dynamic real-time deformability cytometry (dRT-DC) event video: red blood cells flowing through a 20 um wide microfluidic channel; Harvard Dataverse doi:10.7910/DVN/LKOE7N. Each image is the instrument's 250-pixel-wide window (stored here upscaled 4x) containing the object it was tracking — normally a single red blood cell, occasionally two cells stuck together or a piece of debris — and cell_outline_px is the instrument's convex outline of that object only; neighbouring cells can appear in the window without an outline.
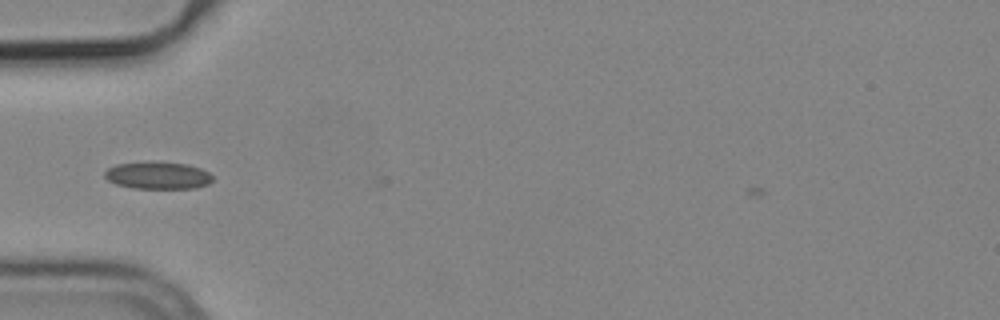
{"species": "common noctule bat (a hibernating species)", "species_latin": "Nyctalus noctula", "temperature_condition": "cold", "stored_images_in_passage": 2, "camera_frame_rate_fps": 3000, "um_per_image_px": 0.085, "animal": {"sex": "male", "body_mass_g": 19.2, "forearm_length_mm": 51.8}, "frame": {"image": 1, "passage_image": 1, "time_ms": 0.0, "image_size_px": [1000, 320], "cell_outline_px": [[212, 180], [208, 184], [196, 188], [132, 188], [116, 184], [108, 180], [104, 176], [104, 172], [108, 168], [116, 164], [188, 164], [200, 168], [208, 172], [212, 176]], "centroid_in_image_um": [13.43, 14.95], "position_along_channel_um": 71.6, "area_um2": 16.42}}
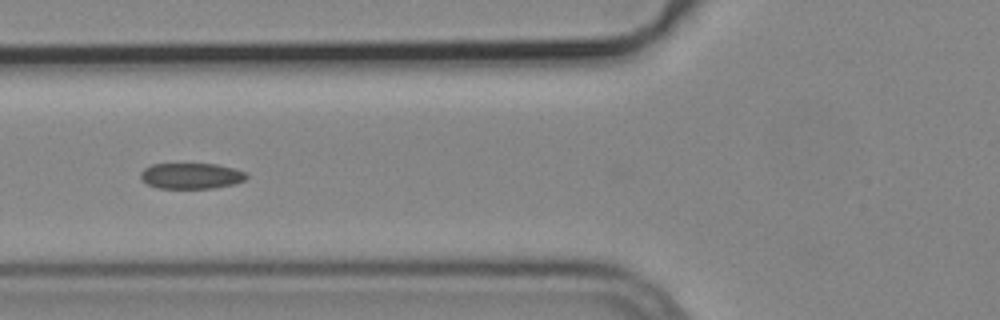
{"frame": {"image": 2, "passage_image": 2, "time_ms": 0.333, "image_size_px": [1000, 320], "cell_outline_px": [[248, 176], [244, 180], [236, 184], [216, 188], [156, 188], [148, 184], [140, 176], [140, 172], [144, 168], [152, 164], [216, 164], [232, 168], [244, 172]], "centroid_in_image_um": [16.25, 14.95], "position_along_channel_um": 109.5, "area_um2": 15.9}}